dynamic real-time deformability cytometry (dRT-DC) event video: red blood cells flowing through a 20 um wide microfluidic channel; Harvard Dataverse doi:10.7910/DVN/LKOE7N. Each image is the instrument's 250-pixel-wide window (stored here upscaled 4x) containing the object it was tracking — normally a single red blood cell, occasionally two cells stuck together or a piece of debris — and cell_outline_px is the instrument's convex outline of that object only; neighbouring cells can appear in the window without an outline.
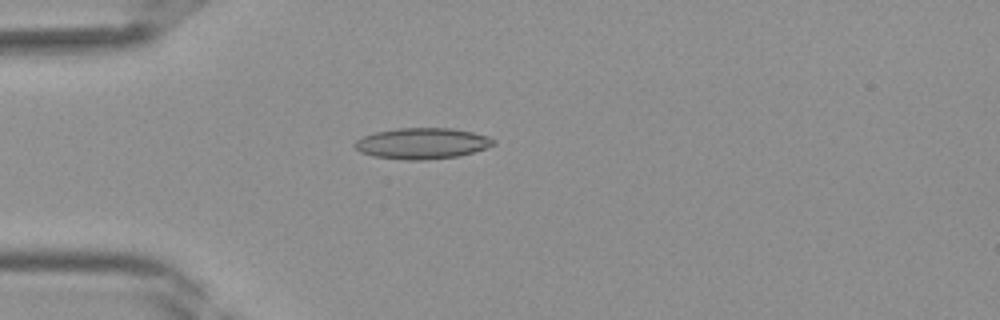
{"species": "Egyptian fruit bat (a non-hibernating species)", "species_latin": "Rousettus aegyptiacus", "temperature_condition": "room temperature", "stored_images_in_passage": 40, "camera_frame_rate_fps": 3000, "um_per_image_px": 0.085, "frame": {"image": 1, "passage_image": 11, "time_ms": 3.333, "image_size_px": [1000, 320], "cell_outline_px": [[496, 144], [460, 156], [424, 160], [408, 160], [372, 156], [360, 152], [352, 144], [356, 140], [364, 136], [376, 132], [396, 128], [452, 128], [472, 132], [488, 136], [496, 140]], "centroid_in_image_um": [35.88, 12.19], "position_along_channel_um": 49.1, "area_um2": 25.09}}
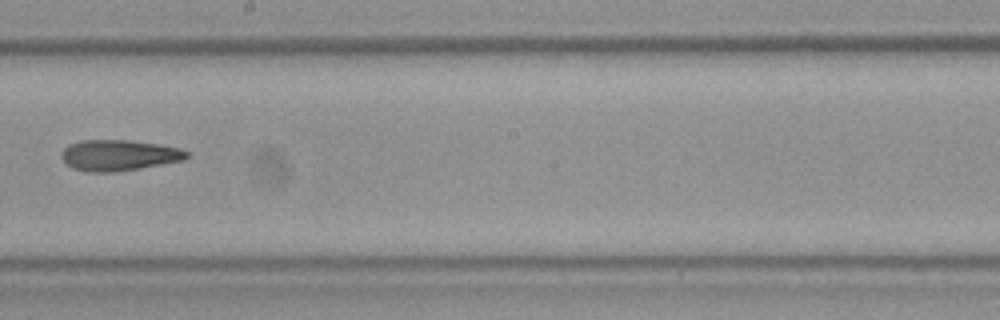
{"frame": {"image": 2, "passage_image": 23, "time_ms": 7.333, "image_size_px": [1000, 320], "cell_outline_px": [[188, 156], [184, 160], [140, 168], [116, 172], [84, 172], [72, 168], [60, 156], [64, 148], [68, 144], [80, 140], [132, 140], [160, 144], [180, 148], [188, 152]], "centroid_in_image_um": [10.09, 13.19], "position_along_channel_um": 238.1, "area_um2": 22.72}}
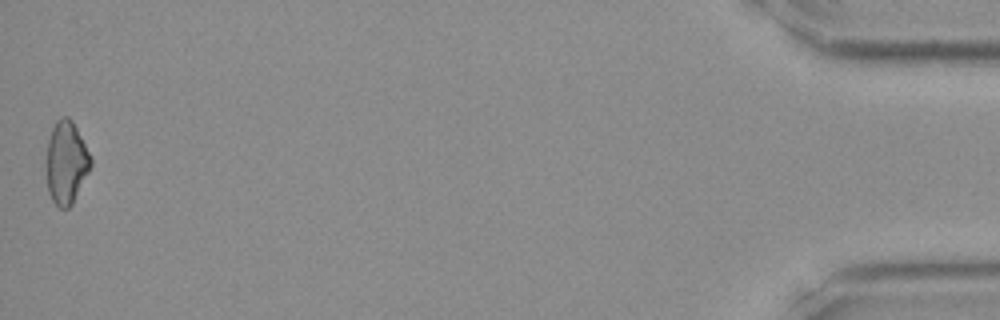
{"frame": {"image": 3, "passage_image": 40, "time_ms": 13.0, "image_size_px": [1000, 320], "cell_outline_px": [[92, 164], [72, 204], [68, 208], [60, 208], [52, 200], [48, 192], [44, 164], [48, 140], [52, 128], [56, 120], [60, 116], [68, 116], [72, 120], [92, 156]], "centroid_in_image_um": [5.6, 13.79], "position_along_channel_um": 429.6, "area_um2": 21.85}}